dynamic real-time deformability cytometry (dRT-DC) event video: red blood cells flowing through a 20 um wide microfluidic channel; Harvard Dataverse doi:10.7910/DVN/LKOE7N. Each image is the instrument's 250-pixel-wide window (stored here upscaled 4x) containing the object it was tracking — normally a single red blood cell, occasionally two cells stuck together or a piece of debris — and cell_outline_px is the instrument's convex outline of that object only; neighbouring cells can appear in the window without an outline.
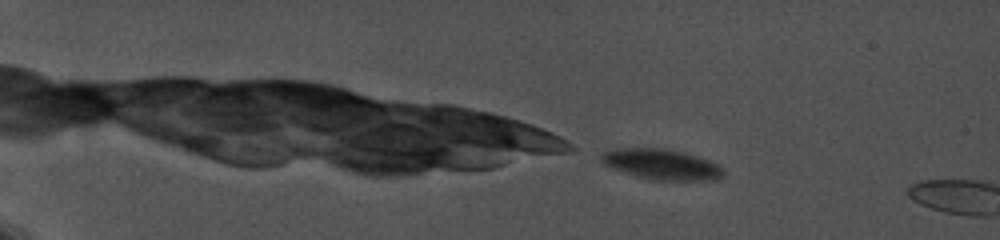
{"species": "common noctule bat (a hibernating species)", "species_latin": "Nyctalus noctula", "temperature_condition": "cold", "stored_images_in_passage": 3, "camera_frame_rate_fps": 5000, "um_per_image_px": 0.085, "animal": {"sex": "female", "body_mass_g": 19.0, "forearm_length_mm": 56.7}, "frame": {"image": 1, "passage_image": 1, "time_ms": 0.0, "image_size_px": [1000, 240], "cell_outline_px": [[724, 176], [716, 180], [648, 180], [612, 168], [604, 164], [600, 160], [600, 152], [608, 148], [664, 148], [684, 152], [708, 160], [716, 164], [724, 172]], "centroid_in_image_um": [56.16, 13.96], "position_along_channel_um": 28.8, "area_um2": 21.91}}